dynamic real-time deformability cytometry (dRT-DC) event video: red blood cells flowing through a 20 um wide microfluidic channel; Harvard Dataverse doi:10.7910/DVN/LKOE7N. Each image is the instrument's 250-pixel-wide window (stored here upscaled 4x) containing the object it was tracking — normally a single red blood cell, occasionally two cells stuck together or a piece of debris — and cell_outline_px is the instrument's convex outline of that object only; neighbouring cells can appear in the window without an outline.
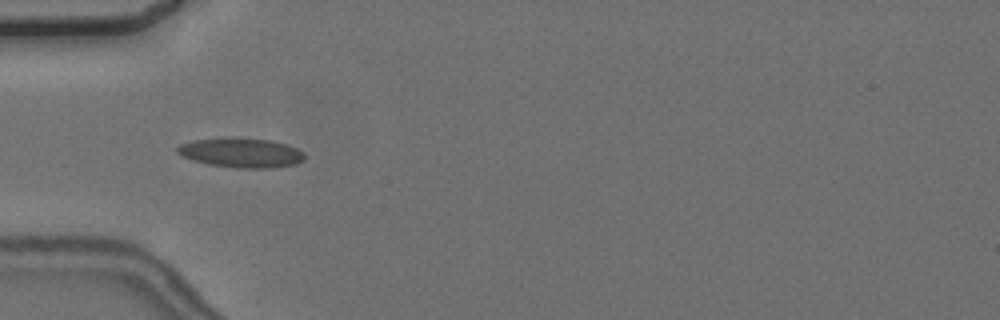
{"species": "common noctule bat (a hibernating species)", "species_latin": "Nyctalus noctula", "temperature_condition": "cold", "stored_images_in_passage": 8, "camera_frame_rate_fps": 3000, "um_per_image_px": 0.085, "animal": {"sex": "female", "body_mass_g": 24.6, "forearm_length_mm": 56.2}, "frame": {"image": 1, "passage_image": 3, "time_ms": 2.333, "image_size_px": [1000, 320], "cell_outline_px": [[304, 160], [296, 164], [272, 168], [236, 168], [208, 164], [192, 160], [176, 152], [176, 148], [180, 144], [192, 140], [220, 136], [232, 136], [272, 140], [288, 144], [304, 152]], "centroid_in_image_um": [20.49, 12.95], "position_along_channel_um": 64.5, "area_um2": 22.54}}
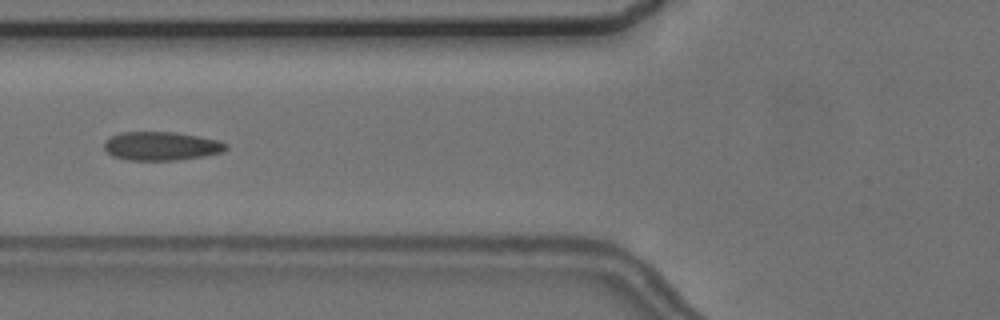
{"frame": {"image": 2, "passage_image": 4, "time_ms": 3.667, "image_size_px": [1000, 320], "cell_outline_px": [[228, 148], [220, 152], [204, 156], [176, 160], [128, 160], [112, 156], [104, 148], [104, 140], [120, 132], [176, 132], [220, 140], [228, 144]], "centroid_in_image_um": [13.71, 12.41], "position_along_channel_um": 112.1, "area_um2": 20.4}}